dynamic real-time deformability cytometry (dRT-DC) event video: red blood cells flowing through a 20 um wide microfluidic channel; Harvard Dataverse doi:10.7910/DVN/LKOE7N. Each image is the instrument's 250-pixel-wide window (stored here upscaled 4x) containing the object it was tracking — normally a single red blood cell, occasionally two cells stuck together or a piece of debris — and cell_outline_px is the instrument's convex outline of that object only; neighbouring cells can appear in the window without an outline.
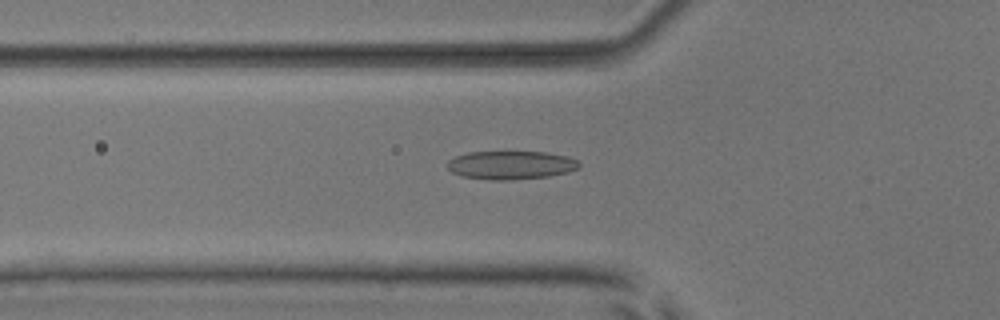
{"species": "common noctule bat (a hibernating species)", "species_latin": "Nyctalus noctula", "temperature_condition": "room temperature", "stored_images_in_passage": 43, "camera_frame_rate_fps": 3000, "um_per_image_px": 0.085, "animal": {"sex": "male", "body_mass_g": 17.9, "forearm_length_mm": 54.2}, "frame": {"image": 1, "passage_image": 9, "time_ms": 2.667, "image_size_px": [1000, 320], "cell_outline_px": [[580, 168], [568, 172], [548, 176], [508, 180], [488, 180], [460, 176], [452, 172], [448, 168], [448, 160], [456, 156], [468, 152], [548, 152], [568, 156], [576, 160], [580, 164]], "centroid_in_image_um": [43.43, 14.03], "position_along_channel_um": 82.4, "area_um2": 21.91}}
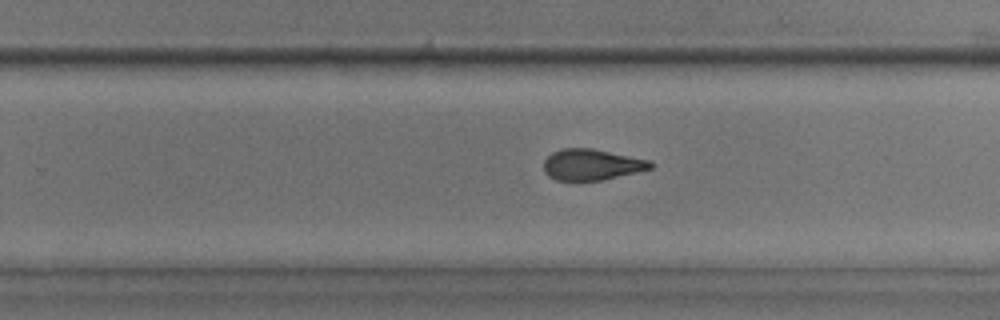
{"frame": {"image": 2, "passage_image": 24, "time_ms": 7.667, "image_size_px": [1000, 320], "cell_outline_px": [[652, 168], [636, 172], [600, 180], [556, 180], [548, 176], [544, 172], [544, 160], [552, 152], [560, 148], [592, 148], [648, 160], [652, 164]], "centroid_in_image_um": [50.23, 13.98], "position_along_channel_um": 279.6, "area_um2": 19.07}}
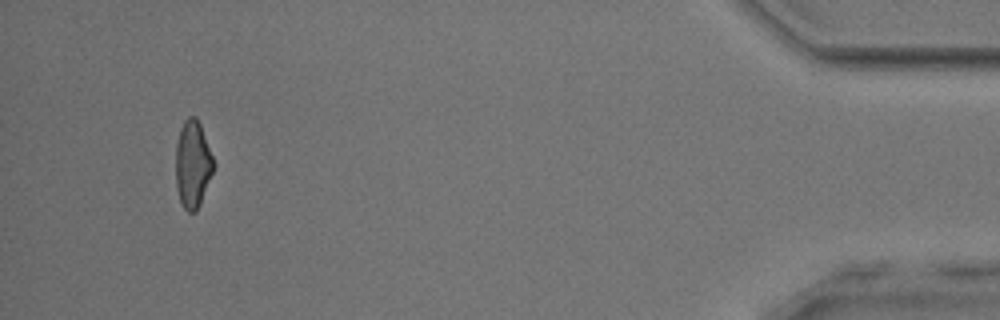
{"frame": {"image": 3, "passage_image": 40, "time_ms": 13.0, "image_size_px": [1000, 320], "cell_outline_px": [[216, 168], [200, 204], [196, 212], [188, 212], [184, 208], [180, 200], [176, 188], [176, 144], [180, 128], [184, 120], [188, 116], [196, 116], [200, 124], [216, 164]], "centroid_in_image_um": [16.4, 13.96], "position_along_channel_um": 418.8, "area_um2": 19.59}, "authors_computed_cell_mechanics": {"area_um2": 20.1722, "velocity_mm_per_s": 3.9448, "shape_relaxation_time_tau1_ms": 6.8963, "shape_relaxation_time_tau2_ms": 2.7963, "deformation_change_tau1": 0.1843, "deformation_change_tau2": 0.096}}